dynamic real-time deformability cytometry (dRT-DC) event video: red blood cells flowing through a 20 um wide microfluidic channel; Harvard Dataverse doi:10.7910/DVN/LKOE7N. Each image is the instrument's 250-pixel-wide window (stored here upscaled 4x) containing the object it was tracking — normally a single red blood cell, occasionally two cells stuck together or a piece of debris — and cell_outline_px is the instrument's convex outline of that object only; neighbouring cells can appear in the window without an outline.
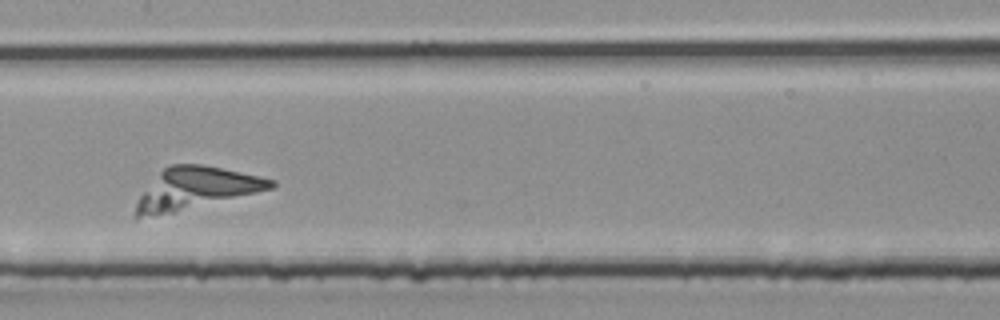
{"species": "common noctule bat (a hibernating species)", "species_latin": "Nyctalus noctula", "temperature_condition": "room temperature", "stored_images_in_passage": 26, "camera_frame_rate_fps": 3000, "um_per_image_px": 0.085, "animal": {"sex": "male", "body_mass_g": 20.4}, "frame": {"image": 1, "passage_image": 12, "time_ms": 3.667, "image_size_px": [1000, 320], "cell_outline_px": [[276, 184], [272, 188], [256, 192], [172, 212], [136, 220], [132, 216], [136, 204], [140, 196], [160, 172], [164, 168], [172, 164], [204, 164], [260, 176], [276, 180]], "centroid_in_image_um": [16.6, 16.01], "position_along_channel_um": 190.8, "area_um2": 32.19}}